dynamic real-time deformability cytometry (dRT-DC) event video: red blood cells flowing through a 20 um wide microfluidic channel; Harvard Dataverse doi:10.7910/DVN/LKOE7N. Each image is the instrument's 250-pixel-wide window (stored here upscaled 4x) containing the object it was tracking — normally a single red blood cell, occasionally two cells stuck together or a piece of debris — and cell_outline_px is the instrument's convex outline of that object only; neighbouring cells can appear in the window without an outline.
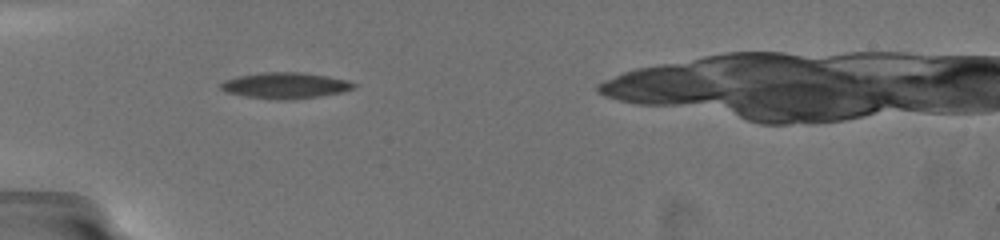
{"species": "common noctule bat (a hibernating species)", "species_latin": "Nyctalus noctula", "temperature_condition": "warm", "stored_images_in_passage": 2, "camera_frame_rate_fps": 3000, "um_per_image_px": 0.085, "animal": {"sex": "female", "body_mass_g": 19.5, "forearm_length_mm": 54.1}, "frame": {"image": 1, "passage_image": 1, "time_ms": 0.0, "image_size_px": [1000, 240], "cell_outline_px": [[356, 84], [352, 88], [340, 92], [320, 96], [292, 100], [276, 100], [244, 96], [228, 92], [220, 88], [220, 84], [224, 80], [236, 76], [264, 72], [300, 72], [328, 76], [344, 80]], "centroid_in_image_um": [24.19, 7.27], "position_along_channel_um": 60.8, "area_um2": 20.06}}